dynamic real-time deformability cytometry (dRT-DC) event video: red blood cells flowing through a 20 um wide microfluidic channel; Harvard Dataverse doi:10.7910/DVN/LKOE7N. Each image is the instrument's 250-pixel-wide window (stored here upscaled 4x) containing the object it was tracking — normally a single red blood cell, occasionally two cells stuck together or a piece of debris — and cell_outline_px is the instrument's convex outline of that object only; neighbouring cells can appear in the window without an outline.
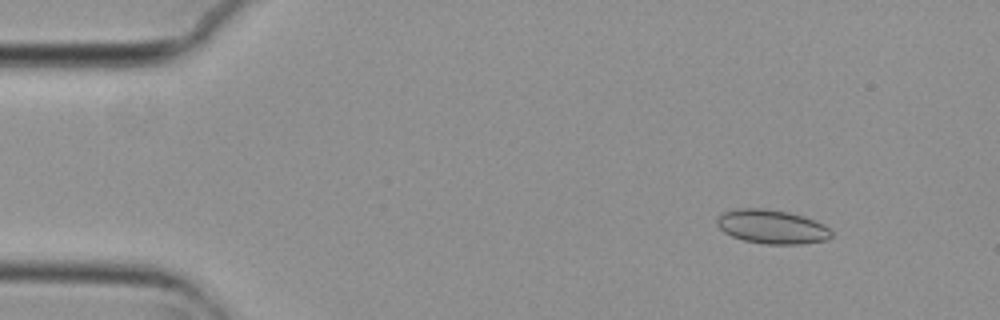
{"species": "common noctule bat (a hibernating species)", "species_latin": "Nyctalus noctula", "temperature_condition": "cold", "stored_images_in_passage": 55, "camera_frame_rate_fps": 3000, "um_per_image_px": 0.085, "animal": {"sex": "female", "body_mass_g": 29.2, "forearm_length_mm": 56.3}, "frame": {"image": 1, "passage_image": 6, "time_ms": 1.667, "image_size_px": [1000, 320], "cell_outline_px": [[832, 236], [828, 240], [800, 244], [764, 244], [744, 240], [732, 236], [724, 232], [716, 224], [716, 220], [724, 212], [736, 208], [764, 208], [788, 212], [804, 216], [824, 224], [832, 232]], "centroid_in_image_um": [65.63, 19.27], "position_along_channel_um": 19.4, "area_um2": 22.72}}
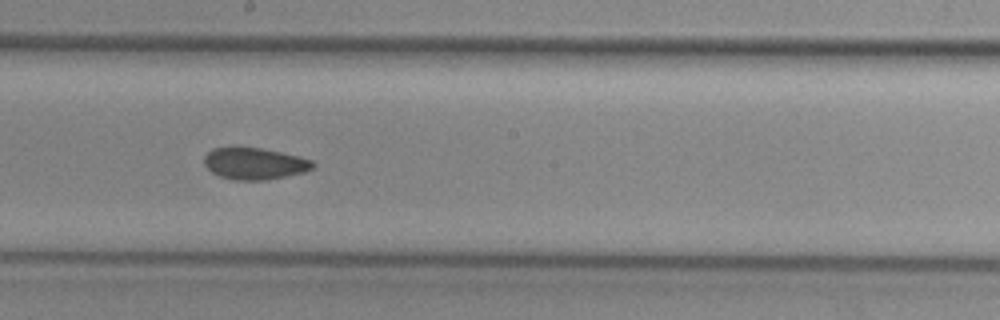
{"frame": {"image": 2, "passage_image": 30, "time_ms": 9.667, "image_size_px": [1000, 320], "cell_outline_px": [[316, 168], [304, 172], [264, 180], [232, 180], [220, 176], [212, 172], [204, 164], [204, 156], [212, 148], [232, 144], [260, 148], [300, 156], [312, 160], [316, 164]], "centroid_in_image_um": [21.61, 13.86], "position_along_channel_um": 226.6, "area_um2": 20.69}}
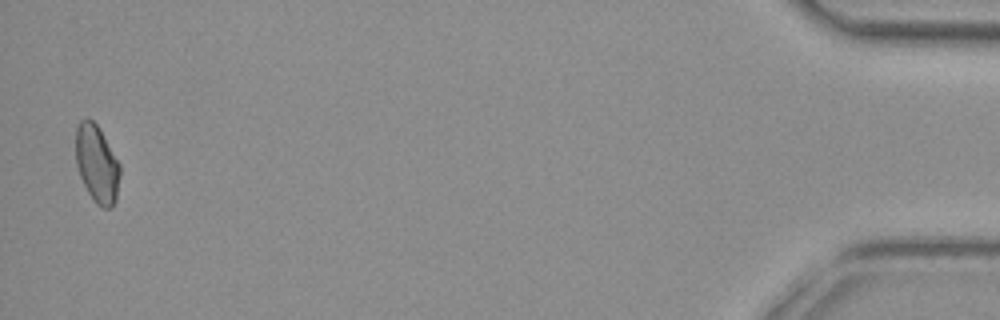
{"frame": {"image": 3, "passage_image": 54, "time_ms": 17.667, "image_size_px": [1000, 320], "cell_outline_px": [[120, 172], [116, 200], [112, 208], [100, 208], [92, 200], [80, 176], [76, 164], [76, 124], [80, 120], [92, 120], [100, 128], [120, 164]], "centroid_in_image_um": [8.24, 13.95], "position_along_channel_um": 427.0, "area_um2": 20.11}, "authors_computed_cell_mechanics": {"area_um2": 20.6924, "velocity_mm_per_s": 3.7126, "shape_relaxation_time_tau1_ms": null, "shape_relaxation_time_tau2_ms": 2.4689, "deformation_change_tau1": null, "deformation_change_tau2": 0.0644}}